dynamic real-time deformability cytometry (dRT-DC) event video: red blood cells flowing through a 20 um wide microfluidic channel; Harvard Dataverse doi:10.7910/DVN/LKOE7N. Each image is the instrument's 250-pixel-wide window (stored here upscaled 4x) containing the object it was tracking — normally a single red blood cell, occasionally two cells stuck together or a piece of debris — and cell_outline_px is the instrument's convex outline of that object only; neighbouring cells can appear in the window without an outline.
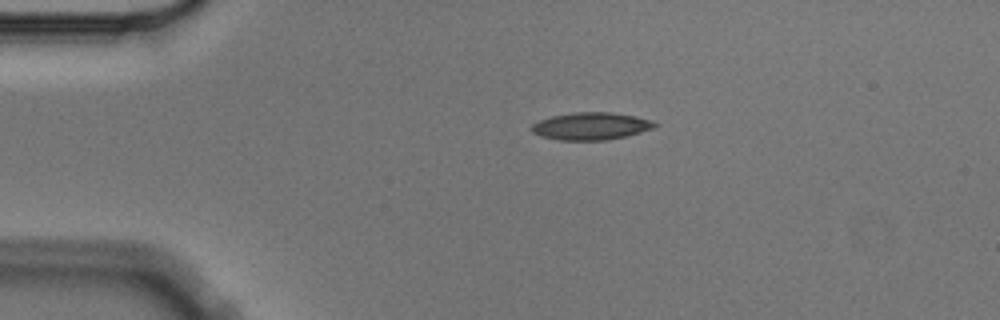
{"species": "Egyptian fruit bat (a non-hibernating species)", "species_latin": "Rousettus aegyptiacus", "temperature_condition": "cold", "stored_images_in_passage": 2, "camera_frame_rate_fps": 3000, "um_per_image_px": 0.085, "animal": {"sex": "male"}, "frame": {"image": 1, "passage_image": 1, "time_ms": 0.0, "image_size_px": [1000, 320], "cell_outline_px": [[660, 124], [656, 128], [624, 136], [604, 140], [560, 140], [540, 136], [532, 132], [532, 124], [540, 120], [552, 116], [572, 112], [612, 112], [636, 116], [652, 120]], "centroid_in_image_um": [50.27, 10.71], "position_along_channel_um": 34.7, "area_um2": 19.71}}